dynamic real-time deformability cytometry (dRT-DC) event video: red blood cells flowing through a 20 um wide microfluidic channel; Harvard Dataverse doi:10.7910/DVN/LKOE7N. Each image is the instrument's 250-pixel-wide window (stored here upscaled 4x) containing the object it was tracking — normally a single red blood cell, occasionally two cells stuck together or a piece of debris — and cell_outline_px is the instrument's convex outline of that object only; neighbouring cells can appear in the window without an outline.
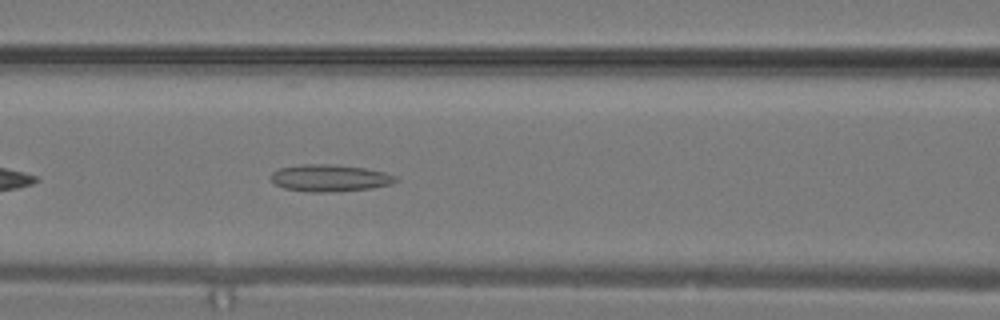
{"species": "common noctule bat (a hibernating species)", "species_latin": "Nyctalus noctula", "temperature_condition": "warm", "stored_images_in_passage": 13, "camera_frame_rate_fps": 3000, "um_per_image_px": 0.085, "animal": {"sex": "male", "body_mass_g": 19.2, "forearm_length_mm": 51.8}, "frame": {"image": 1, "passage_image": 13, "time_ms": 4.0, "image_size_px": [1000, 320], "cell_outline_px": [[400, 180], [392, 184], [372, 188], [324, 192], [312, 192], [284, 188], [276, 184], [268, 176], [272, 172], [280, 168], [304, 164], [332, 164], [364, 168], [384, 172], [396, 176]], "centroid_in_image_um": [28.04, 15.13], "position_along_channel_um": 138.6, "area_um2": 19.54}}